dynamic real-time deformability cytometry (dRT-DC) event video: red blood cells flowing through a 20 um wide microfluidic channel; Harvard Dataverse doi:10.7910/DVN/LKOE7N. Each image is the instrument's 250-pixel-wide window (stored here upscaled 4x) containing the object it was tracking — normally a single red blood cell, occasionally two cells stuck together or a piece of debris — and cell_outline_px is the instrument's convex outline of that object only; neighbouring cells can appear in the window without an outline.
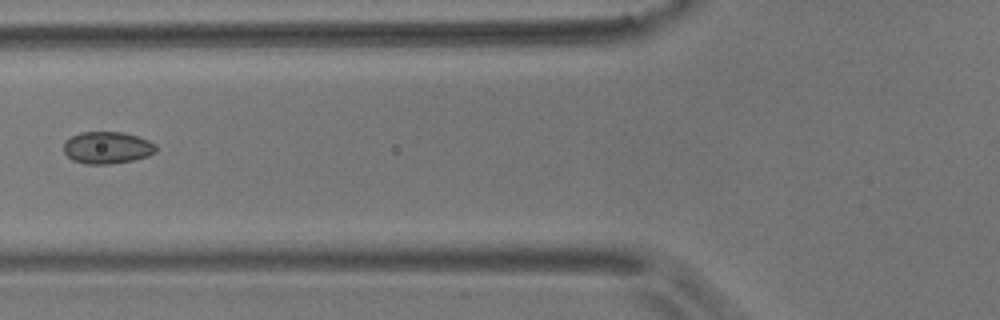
{"species": "common noctule bat (a hibernating species)", "species_latin": "Nyctalus noctula", "temperature_condition": "room temperature", "stored_images_in_passage": 6, "camera_frame_rate_fps": 3000, "um_per_image_px": 0.085, "animal": {"sex": "male", "body_mass_g": 17.9}, "frame": {"image": 1, "passage_image": 6, "time_ms": 6.667, "image_size_px": [1000, 320], "cell_outline_px": [[156, 152], [148, 156], [132, 160], [112, 164], [84, 164], [72, 160], [64, 152], [64, 144], [72, 136], [80, 132], [124, 132], [148, 140], [156, 144]], "centroid_in_image_um": [9.12, 12.56], "position_along_channel_um": 116.7, "area_um2": 17.22}}